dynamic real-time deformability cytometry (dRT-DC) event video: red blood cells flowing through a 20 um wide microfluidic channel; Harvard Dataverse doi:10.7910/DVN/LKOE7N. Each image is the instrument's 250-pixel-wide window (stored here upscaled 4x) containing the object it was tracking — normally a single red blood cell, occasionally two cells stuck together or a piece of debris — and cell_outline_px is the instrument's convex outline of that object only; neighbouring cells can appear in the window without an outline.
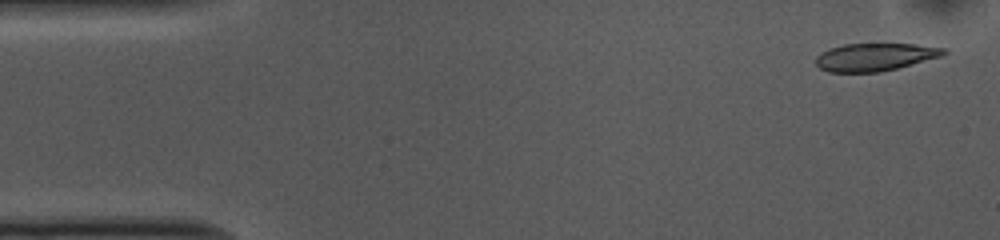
{"species": "common noctule bat (a hibernating species)", "species_latin": "Nyctalus noctula", "temperature_condition": "cold", "stored_images_in_passage": 52, "camera_frame_rate_fps": 3000, "um_per_image_px": 0.085, "animal": {"sex": "female", "body_mass_g": 10.0, "forearm_length_mm": 53.1}, "frame": {"image": 1, "passage_image": 2, "time_ms": 0.333, "image_size_px": [1000, 240], "cell_outline_px": [[948, 52], [944, 56], [880, 72], [828, 72], [820, 68], [816, 64], [816, 56], [820, 52], [828, 48], [844, 44], [916, 44], [948, 48]], "centroid_in_image_um": [74.39, 4.84], "position_along_channel_um": 10.6, "area_um2": 20.87}}
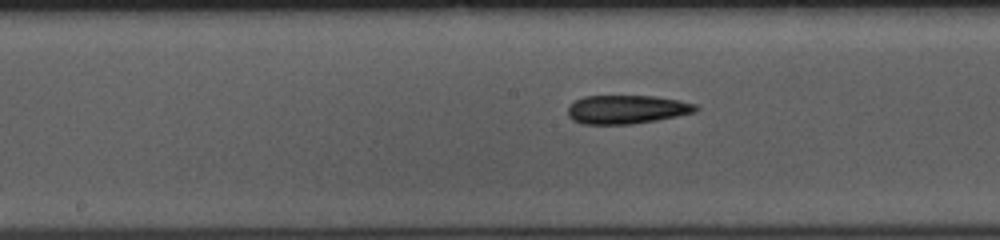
{"frame": {"image": 2, "passage_image": 25, "time_ms": 8.0, "image_size_px": [1000, 240], "cell_outline_px": [[700, 108], [696, 112], [656, 120], [632, 124], [584, 124], [572, 120], [568, 116], [568, 104], [584, 96], [656, 96], [680, 100], [696, 104]], "centroid_in_image_um": [53.27, 9.3], "position_along_channel_um": 194.9, "area_um2": 21.5}}
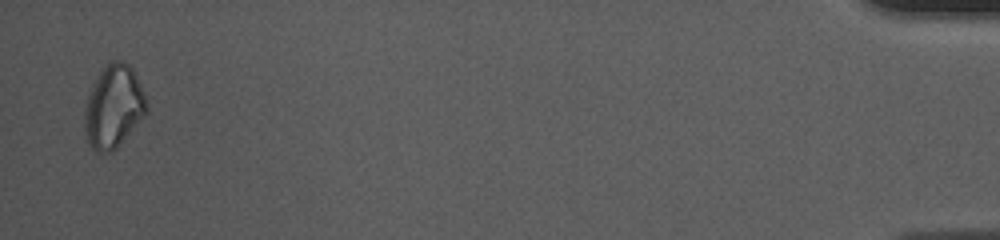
{"frame": {"image": 3, "passage_image": 51, "time_ms": 16.667, "image_size_px": [1000, 240], "cell_outline_px": [[148, 112], [116, 148], [112, 152], [96, 152], [88, 144], [84, 128], [84, 108], [92, 84], [104, 64], [108, 60], [124, 60], [132, 68], [136, 76], [148, 104]], "centroid_in_image_um": [9.64, 9.04], "position_along_channel_um": 425.6, "area_um2": 30.17}, "authors_computed_cell_mechanics": {"area_um2": 21.9929, "velocity_mm_per_s": 3.7312, "shape_relaxation_time_tau1_ms": 8.6423, "shape_relaxation_time_tau2_ms": null, "deformation_change_tau1": 0.1643, "deformation_change_tau2": null}}